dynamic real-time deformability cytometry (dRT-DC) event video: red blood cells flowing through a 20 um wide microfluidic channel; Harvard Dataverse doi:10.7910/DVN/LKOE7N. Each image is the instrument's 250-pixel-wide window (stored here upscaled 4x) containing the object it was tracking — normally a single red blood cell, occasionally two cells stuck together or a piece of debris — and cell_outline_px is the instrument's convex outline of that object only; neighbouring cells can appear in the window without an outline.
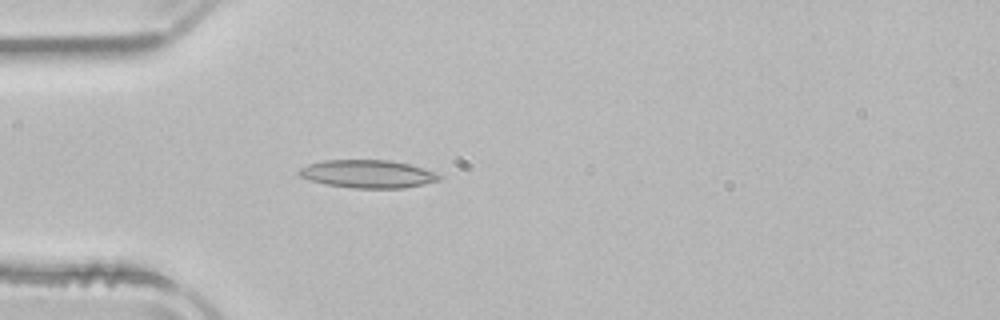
{"species": "common noctule bat (a hibernating species)", "species_latin": "Nyctalus noctula", "temperature_condition": "room temperature", "stored_images_in_passage": 38, "camera_frame_rate_fps": 3000, "um_per_image_px": 0.085, "animal": {"sex": "male", "body_mass_g": 21.5, "forearm_length_mm": 52.0}, "frame": {"image": 1, "passage_image": 1, "time_ms": 0.0, "image_size_px": [1000, 320], "cell_outline_px": [[444, 176], [440, 180], [400, 188], [352, 188], [328, 184], [312, 180], [300, 176], [296, 172], [300, 168], [308, 164], [324, 160], [388, 160], [408, 164], [436, 172]], "centroid_in_image_um": [31.26, 14.78], "position_along_channel_um": 53.7, "area_um2": 22.6}}
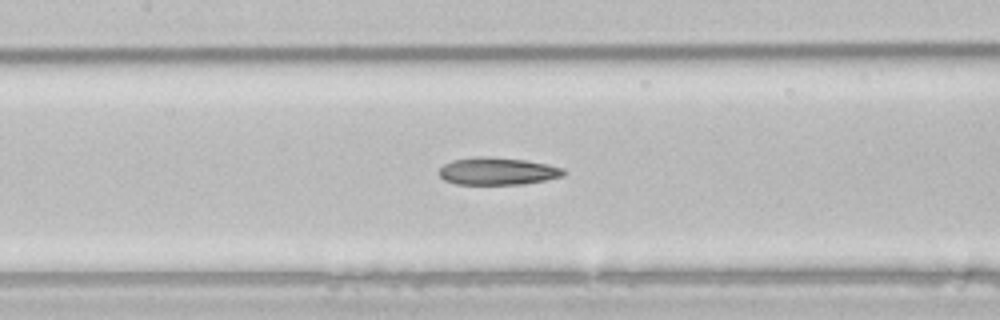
{"frame": {"image": 2, "passage_image": 10, "time_ms": 3.0, "image_size_px": [1000, 320], "cell_outline_px": [[568, 172], [564, 176], [544, 180], [520, 184], [456, 184], [444, 180], [440, 176], [440, 168], [444, 164], [452, 160], [476, 156], [488, 156], [524, 160], [548, 164], [564, 168]], "centroid_in_image_um": [42.31, 14.54], "position_along_channel_um": 165.1, "area_um2": 19.94}}
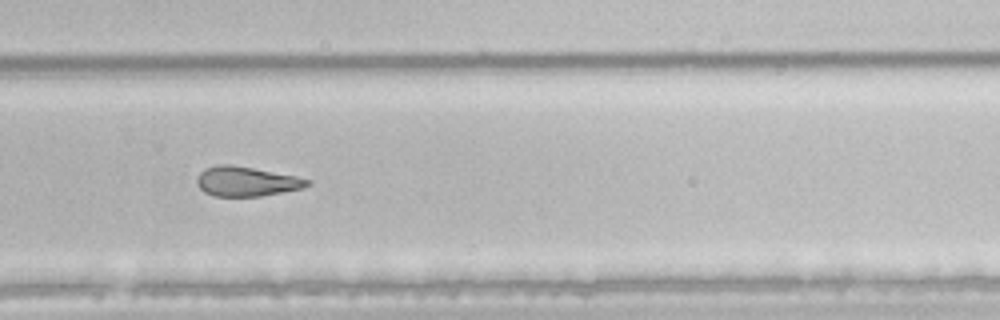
{"frame": {"image": 3, "passage_image": 21, "time_ms": 6.667, "image_size_px": [1000, 320], "cell_outline_px": [[312, 184], [300, 188], [260, 196], [216, 196], [204, 192], [196, 184], [196, 180], [200, 172], [204, 168], [216, 164], [232, 164], [296, 176], [312, 180]], "centroid_in_image_um": [20.91, 15.4], "position_along_channel_um": 308.9, "area_um2": 19.07}, "authors_computed_cell_mechanics": {"area_um2": 20.7502, "velocity_mm_per_s": 3.9294, "shape_relaxation_time_tau1_ms": null, "shape_relaxation_time_tau2_ms": 5.1658, "deformation_change_tau1": null, "deformation_change_tau2": 0.159}}